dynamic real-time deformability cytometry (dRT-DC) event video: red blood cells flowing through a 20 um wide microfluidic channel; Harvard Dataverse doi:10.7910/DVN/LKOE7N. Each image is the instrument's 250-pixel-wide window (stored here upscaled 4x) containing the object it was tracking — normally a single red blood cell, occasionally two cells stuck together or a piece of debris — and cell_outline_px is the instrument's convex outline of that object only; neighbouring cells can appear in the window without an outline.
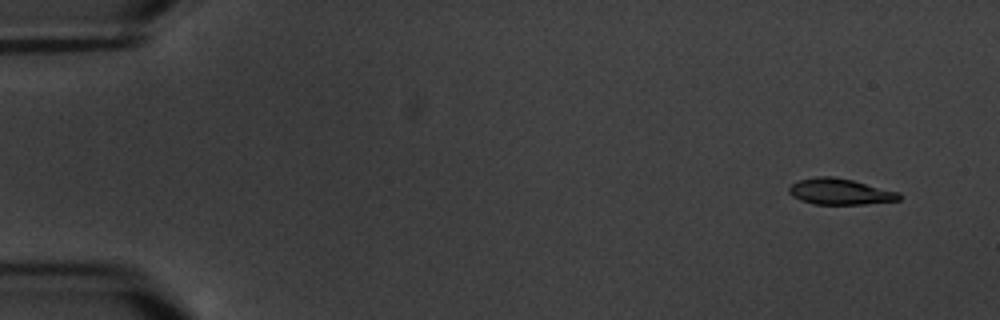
{"species": "common noctule bat (a hibernating species)", "species_latin": "Nyctalus noctula", "temperature_condition": "warm", "stored_images_in_passage": 5, "camera_frame_rate_fps": 3000, "um_per_image_px": 0.085, "animal": {"sex": "male", "body_mass_g": 20.1, "forearm_length_mm": 53.5}, "frame": {"image": 1, "passage_image": 2, "time_ms": 1.333, "image_size_px": [1000, 320], "cell_outline_px": [[900, 200], [864, 204], [812, 204], [800, 200], [792, 196], [788, 192], [788, 188], [792, 184], [800, 180], [816, 176], [832, 176], [852, 180], [900, 192]], "centroid_in_image_um": [71.38, 16.29], "position_along_channel_um": 13.6, "area_um2": 16.7}}